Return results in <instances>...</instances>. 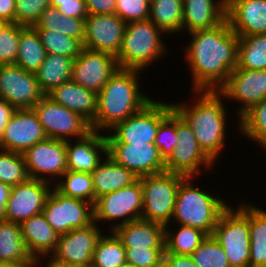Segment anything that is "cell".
Here are the masks:
<instances>
[{
    "label": "cell",
    "mask_w": 266,
    "mask_h": 267,
    "mask_svg": "<svg viewBox=\"0 0 266 267\" xmlns=\"http://www.w3.org/2000/svg\"><path fill=\"white\" fill-rule=\"evenodd\" d=\"M193 93L197 99L192 106L186 102H172V106L192 128L203 152L215 163L226 145L227 109L223 104L226 97L220 90H193Z\"/></svg>",
    "instance_id": "obj_2"
},
{
    "label": "cell",
    "mask_w": 266,
    "mask_h": 267,
    "mask_svg": "<svg viewBox=\"0 0 266 267\" xmlns=\"http://www.w3.org/2000/svg\"><path fill=\"white\" fill-rule=\"evenodd\" d=\"M148 19L166 35L182 32L183 0H150Z\"/></svg>",
    "instance_id": "obj_33"
},
{
    "label": "cell",
    "mask_w": 266,
    "mask_h": 267,
    "mask_svg": "<svg viewBox=\"0 0 266 267\" xmlns=\"http://www.w3.org/2000/svg\"><path fill=\"white\" fill-rule=\"evenodd\" d=\"M22 156L30 178L53 184L67 171L66 141L47 138L25 150Z\"/></svg>",
    "instance_id": "obj_14"
},
{
    "label": "cell",
    "mask_w": 266,
    "mask_h": 267,
    "mask_svg": "<svg viewBox=\"0 0 266 267\" xmlns=\"http://www.w3.org/2000/svg\"><path fill=\"white\" fill-rule=\"evenodd\" d=\"M212 236L223 247L231 267H249V203L237 209L230 205L221 214Z\"/></svg>",
    "instance_id": "obj_6"
},
{
    "label": "cell",
    "mask_w": 266,
    "mask_h": 267,
    "mask_svg": "<svg viewBox=\"0 0 266 267\" xmlns=\"http://www.w3.org/2000/svg\"><path fill=\"white\" fill-rule=\"evenodd\" d=\"M58 1H66V0H50V6L56 7L58 5Z\"/></svg>",
    "instance_id": "obj_57"
},
{
    "label": "cell",
    "mask_w": 266,
    "mask_h": 267,
    "mask_svg": "<svg viewBox=\"0 0 266 267\" xmlns=\"http://www.w3.org/2000/svg\"><path fill=\"white\" fill-rule=\"evenodd\" d=\"M15 108L0 98V140L2 139L4 130L9 120L11 119Z\"/></svg>",
    "instance_id": "obj_51"
},
{
    "label": "cell",
    "mask_w": 266,
    "mask_h": 267,
    "mask_svg": "<svg viewBox=\"0 0 266 267\" xmlns=\"http://www.w3.org/2000/svg\"><path fill=\"white\" fill-rule=\"evenodd\" d=\"M173 110L171 103L152 99L140 111L118 122L106 134L107 143H154L160 123ZM112 130V131H111ZM112 133V134H111Z\"/></svg>",
    "instance_id": "obj_8"
},
{
    "label": "cell",
    "mask_w": 266,
    "mask_h": 267,
    "mask_svg": "<svg viewBox=\"0 0 266 267\" xmlns=\"http://www.w3.org/2000/svg\"><path fill=\"white\" fill-rule=\"evenodd\" d=\"M140 72L120 68L109 79L97 94V114L90 125L91 130L109 132L118 122L137 113L152 100L140 90Z\"/></svg>",
    "instance_id": "obj_3"
},
{
    "label": "cell",
    "mask_w": 266,
    "mask_h": 267,
    "mask_svg": "<svg viewBox=\"0 0 266 267\" xmlns=\"http://www.w3.org/2000/svg\"><path fill=\"white\" fill-rule=\"evenodd\" d=\"M22 153L0 150V181L15 186L29 179Z\"/></svg>",
    "instance_id": "obj_41"
},
{
    "label": "cell",
    "mask_w": 266,
    "mask_h": 267,
    "mask_svg": "<svg viewBox=\"0 0 266 267\" xmlns=\"http://www.w3.org/2000/svg\"><path fill=\"white\" fill-rule=\"evenodd\" d=\"M242 136L256 142L266 152V98L239 118Z\"/></svg>",
    "instance_id": "obj_39"
},
{
    "label": "cell",
    "mask_w": 266,
    "mask_h": 267,
    "mask_svg": "<svg viewBox=\"0 0 266 267\" xmlns=\"http://www.w3.org/2000/svg\"><path fill=\"white\" fill-rule=\"evenodd\" d=\"M126 25L117 14H88L85 18L83 48L117 57Z\"/></svg>",
    "instance_id": "obj_15"
},
{
    "label": "cell",
    "mask_w": 266,
    "mask_h": 267,
    "mask_svg": "<svg viewBox=\"0 0 266 267\" xmlns=\"http://www.w3.org/2000/svg\"><path fill=\"white\" fill-rule=\"evenodd\" d=\"M52 186L65 196L87 201L93 206L97 200L90 173L67 170L61 176V180H58Z\"/></svg>",
    "instance_id": "obj_37"
},
{
    "label": "cell",
    "mask_w": 266,
    "mask_h": 267,
    "mask_svg": "<svg viewBox=\"0 0 266 267\" xmlns=\"http://www.w3.org/2000/svg\"><path fill=\"white\" fill-rule=\"evenodd\" d=\"M185 57L193 90H219L237 66L238 35L225 19L217 27L188 33Z\"/></svg>",
    "instance_id": "obj_1"
},
{
    "label": "cell",
    "mask_w": 266,
    "mask_h": 267,
    "mask_svg": "<svg viewBox=\"0 0 266 267\" xmlns=\"http://www.w3.org/2000/svg\"><path fill=\"white\" fill-rule=\"evenodd\" d=\"M107 155L138 178L165 171V161L154 143H107Z\"/></svg>",
    "instance_id": "obj_18"
},
{
    "label": "cell",
    "mask_w": 266,
    "mask_h": 267,
    "mask_svg": "<svg viewBox=\"0 0 266 267\" xmlns=\"http://www.w3.org/2000/svg\"><path fill=\"white\" fill-rule=\"evenodd\" d=\"M42 213L59 236L73 229L85 228L94 222L91 203L65 196L54 186Z\"/></svg>",
    "instance_id": "obj_10"
},
{
    "label": "cell",
    "mask_w": 266,
    "mask_h": 267,
    "mask_svg": "<svg viewBox=\"0 0 266 267\" xmlns=\"http://www.w3.org/2000/svg\"><path fill=\"white\" fill-rule=\"evenodd\" d=\"M198 267H231L223 247L210 235L191 253Z\"/></svg>",
    "instance_id": "obj_42"
},
{
    "label": "cell",
    "mask_w": 266,
    "mask_h": 267,
    "mask_svg": "<svg viewBox=\"0 0 266 267\" xmlns=\"http://www.w3.org/2000/svg\"><path fill=\"white\" fill-rule=\"evenodd\" d=\"M44 96L35 73L16 64L0 65V98L15 109H33Z\"/></svg>",
    "instance_id": "obj_13"
},
{
    "label": "cell",
    "mask_w": 266,
    "mask_h": 267,
    "mask_svg": "<svg viewBox=\"0 0 266 267\" xmlns=\"http://www.w3.org/2000/svg\"><path fill=\"white\" fill-rule=\"evenodd\" d=\"M185 177L168 171L140 177L143 190L141 218L170 226L179 185Z\"/></svg>",
    "instance_id": "obj_7"
},
{
    "label": "cell",
    "mask_w": 266,
    "mask_h": 267,
    "mask_svg": "<svg viewBox=\"0 0 266 267\" xmlns=\"http://www.w3.org/2000/svg\"><path fill=\"white\" fill-rule=\"evenodd\" d=\"M74 58L57 54H46L44 62L35 72L41 90L46 95L53 88L70 81Z\"/></svg>",
    "instance_id": "obj_29"
},
{
    "label": "cell",
    "mask_w": 266,
    "mask_h": 267,
    "mask_svg": "<svg viewBox=\"0 0 266 267\" xmlns=\"http://www.w3.org/2000/svg\"><path fill=\"white\" fill-rule=\"evenodd\" d=\"M44 259V257H46L45 259L47 260V257L49 258L46 266L44 265V267H72L69 266L67 263H65L64 261L58 260L56 259L53 255H41V256H37L35 258H33V267H43L41 266L42 263H44L42 258ZM52 257V258H51ZM42 260V261H41ZM41 262V263H40Z\"/></svg>",
    "instance_id": "obj_53"
},
{
    "label": "cell",
    "mask_w": 266,
    "mask_h": 267,
    "mask_svg": "<svg viewBox=\"0 0 266 267\" xmlns=\"http://www.w3.org/2000/svg\"><path fill=\"white\" fill-rule=\"evenodd\" d=\"M46 54L76 58L83 49V42L51 29H36Z\"/></svg>",
    "instance_id": "obj_40"
},
{
    "label": "cell",
    "mask_w": 266,
    "mask_h": 267,
    "mask_svg": "<svg viewBox=\"0 0 266 267\" xmlns=\"http://www.w3.org/2000/svg\"><path fill=\"white\" fill-rule=\"evenodd\" d=\"M219 90L225 95V99L241 103L237 110L239 119L251 107L266 98V70L235 68Z\"/></svg>",
    "instance_id": "obj_19"
},
{
    "label": "cell",
    "mask_w": 266,
    "mask_h": 267,
    "mask_svg": "<svg viewBox=\"0 0 266 267\" xmlns=\"http://www.w3.org/2000/svg\"><path fill=\"white\" fill-rule=\"evenodd\" d=\"M56 8L67 17L85 19L88 15L85 0L58 1Z\"/></svg>",
    "instance_id": "obj_48"
},
{
    "label": "cell",
    "mask_w": 266,
    "mask_h": 267,
    "mask_svg": "<svg viewBox=\"0 0 266 267\" xmlns=\"http://www.w3.org/2000/svg\"><path fill=\"white\" fill-rule=\"evenodd\" d=\"M0 22H15V0H0Z\"/></svg>",
    "instance_id": "obj_52"
},
{
    "label": "cell",
    "mask_w": 266,
    "mask_h": 267,
    "mask_svg": "<svg viewBox=\"0 0 266 267\" xmlns=\"http://www.w3.org/2000/svg\"><path fill=\"white\" fill-rule=\"evenodd\" d=\"M153 267H169V266H168L167 261L164 258H162L161 261Z\"/></svg>",
    "instance_id": "obj_56"
},
{
    "label": "cell",
    "mask_w": 266,
    "mask_h": 267,
    "mask_svg": "<svg viewBox=\"0 0 266 267\" xmlns=\"http://www.w3.org/2000/svg\"><path fill=\"white\" fill-rule=\"evenodd\" d=\"M0 267H33L32 261L0 263Z\"/></svg>",
    "instance_id": "obj_55"
},
{
    "label": "cell",
    "mask_w": 266,
    "mask_h": 267,
    "mask_svg": "<svg viewBox=\"0 0 266 267\" xmlns=\"http://www.w3.org/2000/svg\"><path fill=\"white\" fill-rule=\"evenodd\" d=\"M91 175L96 199L131 185L138 179L130 170L114 162L108 155L92 171Z\"/></svg>",
    "instance_id": "obj_28"
},
{
    "label": "cell",
    "mask_w": 266,
    "mask_h": 267,
    "mask_svg": "<svg viewBox=\"0 0 266 267\" xmlns=\"http://www.w3.org/2000/svg\"><path fill=\"white\" fill-rule=\"evenodd\" d=\"M33 261L18 223L0 220V263Z\"/></svg>",
    "instance_id": "obj_31"
},
{
    "label": "cell",
    "mask_w": 266,
    "mask_h": 267,
    "mask_svg": "<svg viewBox=\"0 0 266 267\" xmlns=\"http://www.w3.org/2000/svg\"><path fill=\"white\" fill-rule=\"evenodd\" d=\"M154 144L165 161L177 146L176 111L173 109L160 123Z\"/></svg>",
    "instance_id": "obj_44"
},
{
    "label": "cell",
    "mask_w": 266,
    "mask_h": 267,
    "mask_svg": "<svg viewBox=\"0 0 266 267\" xmlns=\"http://www.w3.org/2000/svg\"><path fill=\"white\" fill-rule=\"evenodd\" d=\"M237 66L251 70H266V33L238 36Z\"/></svg>",
    "instance_id": "obj_34"
},
{
    "label": "cell",
    "mask_w": 266,
    "mask_h": 267,
    "mask_svg": "<svg viewBox=\"0 0 266 267\" xmlns=\"http://www.w3.org/2000/svg\"><path fill=\"white\" fill-rule=\"evenodd\" d=\"M194 178L188 176L180 182L171 222L199 229L210 236L230 203L195 187Z\"/></svg>",
    "instance_id": "obj_4"
},
{
    "label": "cell",
    "mask_w": 266,
    "mask_h": 267,
    "mask_svg": "<svg viewBox=\"0 0 266 267\" xmlns=\"http://www.w3.org/2000/svg\"><path fill=\"white\" fill-rule=\"evenodd\" d=\"M119 69L113 55L83 48L74 59L71 80L98 94Z\"/></svg>",
    "instance_id": "obj_16"
},
{
    "label": "cell",
    "mask_w": 266,
    "mask_h": 267,
    "mask_svg": "<svg viewBox=\"0 0 266 267\" xmlns=\"http://www.w3.org/2000/svg\"><path fill=\"white\" fill-rule=\"evenodd\" d=\"M176 134L177 146L165 160V171L196 177L202 172L201 167L213 169L214 162L203 152L192 128L177 112Z\"/></svg>",
    "instance_id": "obj_11"
},
{
    "label": "cell",
    "mask_w": 266,
    "mask_h": 267,
    "mask_svg": "<svg viewBox=\"0 0 266 267\" xmlns=\"http://www.w3.org/2000/svg\"><path fill=\"white\" fill-rule=\"evenodd\" d=\"M226 19L238 36L266 33V0H226Z\"/></svg>",
    "instance_id": "obj_23"
},
{
    "label": "cell",
    "mask_w": 266,
    "mask_h": 267,
    "mask_svg": "<svg viewBox=\"0 0 266 267\" xmlns=\"http://www.w3.org/2000/svg\"><path fill=\"white\" fill-rule=\"evenodd\" d=\"M33 109L48 138L69 141L84 137L91 131L90 124L84 118L46 95Z\"/></svg>",
    "instance_id": "obj_12"
},
{
    "label": "cell",
    "mask_w": 266,
    "mask_h": 267,
    "mask_svg": "<svg viewBox=\"0 0 266 267\" xmlns=\"http://www.w3.org/2000/svg\"><path fill=\"white\" fill-rule=\"evenodd\" d=\"M120 267H135L133 264L125 261V263L123 265H121Z\"/></svg>",
    "instance_id": "obj_58"
},
{
    "label": "cell",
    "mask_w": 266,
    "mask_h": 267,
    "mask_svg": "<svg viewBox=\"0 0 266 267\" xmlns=\"http://www.w3.org/2000/svg\"><path fill=\"white\" fill-rule=\"evenodd\" d=\"M149 11L150 0H116L115 14L126 23L147 20Z\"/></svg>",
    "instance_id": "obj_46"
},
{
    "label": "cell",
    "mask_w": 266,
    "mask_h": 267,
    "mask_svg": "<svg viewBox=\"0 0 266 267\" xmlns=\"http://www.w3.org/2000/svg\"><path fill=\"white\" fill-rule=\"evenodd\" d=\"M22 238L32 258L51 255L58 244L59 235L43 213L33 215L20 224Z\"/></svg>",
    "instance_id": "obj_27"
},
{
    "label": "cell",
    "mask_w": 266,
    "mask_h": 267,
    "mask_svg": "<svg viewBox=\"0 0 266 267\" xmlns=\"http://www.w3.org/2000/svg\"><path fill=\"white\" fill-rule=\"evenodd\" d=\"M99 227L93 222L85 228L73 229L60 235L51 255L69 266L91 267L93 252L104 234Z\"/></svg>",
    "instance_id": "obj_20"
},
{
    "label": "cell",
    "mask_w": 266,
    "mask_h": 267,
    "mask_svg": "<svg viewBox=\"0 0 266 267\" xmlns=\"http://www.w3.org/2000/svg\"><path fill=\"white\" fill-rule=\"evenodd\" d=\"M11 192V186L0 181V220H5L6 205Z\"/></svg>",
    "instance_id": "obj_54"
},
{
    "label": "cell",
    "mask_w": 266,
    "mask_h": 267,
    "mask_svg": "<svg viewBox=\"0 0 266 267\" xmlns=\"http://www.w3.org/2000/svg\"><path fill=\"white\" fill-rule=\"evenodd\" d=\"M33 27L35 29H51L84 41L85 19L64 16L56 7L45 8Z\"/></svg>",
    "instance_id": "obj_36"
},
{
    "label": "cell",
    "mask_w": 266,
    "mask_h": 267,
    "mask_svg": "<svg viewBox=\"0 0 266 267\" xmlns=\"http://www.w3.org/2000/svg\"><path fill=\"white\" fill-rule=\"evenodd\" d=\"M19 38V24L15 22H0V65L16 63Z\"/></svg>",
    "instance_id": "obj_43"
},
{
    "label": "cell",
    "mask_w": 266,
    "mask_h": 267,
    "mask_svg": "<svg viewBox=\"0 0 266 267\" xmlns=\"http://www.w3.org/2000/svg\"><path fill=\"white\" fill-rule=\"evenodd\" d=\"M163 258L169 267H198L190 255H175L164 250Z\"/></svg>",
    "instance_id": "obj_50"
},
{
    "label": "cell",
    "mask_w": 266,
    "mask_h": 267,
    "mask_svg": "<svg viewBox=\"0 0 266 267\" xmlns=\"http://www.w3.org/2000/svg\"><path fill=\"white\" fill-rule=\"evenodd\" d=\"M226 19V0H183V30L217 27Z\"/></svg>",
    "instance_id": "obj_25"
},
{
    "label": "cell",
    "mask_w": 266,
    "mask_h": 267,
    "mask_svg": "<svg viewBox=\"0 0 266 267\" xmlns=\"http://www.w3.org/2000/svg\"><path fill=\"white\" fill-rule=\"evenodd\" d=\"M165 227L142 218L117 227L113 232L125 248H164Z\"/></svg>",
    "instance_id": "obj_26"
},
{
    "label": "cell",
    "mask_w": 266,
    "mask_h": 267,
    "mask_svg": "<svg viewBox=\"0 0 266 267\" xmlns=\"http://www.w3.org/2000/svg\"><path fill=\"white\" fill-rule=\"evenodd\" d=\"M162 34L166 33L149 19L127 23L122 46L116 57L119 68L143 71L158 58H163L168 48Z\"/></svg>",
    "instance_id": "obj_5"
},
{
    "label": "cell",
    "mask_w": 266,
    "mask_h": 267,
    "mask_svg": "<svg viewBox=\"0 0 266 267\" xmlns=\"http://www.w3.org/2000/svg\"><path fill=\"white\" fill-rule=\"evenodd\" d=\"M94 222L110 221V232L117 227L140 219L143 210V190L138 178L131 185L99 197L94 206ZM122 220V221H120ZM116 222V223H115Z\"/></svg>",
    "instance_id": "obj_9"
},
{
    "label": "cell",
    "mask_w": 266,
    "mask_h": 267,
    "mask_svg": "<svg viewBox=\"0 0 266 267\" xmlns=\"http://www.w3.org/2000/svg\"><path fill=\"white\" fill-rule=\"evenodd\" d=\"M164 227V249L167 253L175 255H191L208 236L205 232L190 226L180 225L178 230L175 228L173 232L168 225Z\"/></svg>",
    "instance_id": "obj_35"
},
{
    "label": "cell",
    "mask_w": 266,
    "mask_h": 267,
    "mask_svg": "<svg viewBox=\"0 0 266 267\" xmlns=\"http://www.w3.org/2000/svg\"><path fill=\"white\" fill-rule=\"evenodd\" d=\"M51 183L29 178L11 186L6 205L5 220L20 224L33 215L42 213L47 197L51 193Z\"/></svg>",
    "instance_id": "obj_17"
},
{
    "label": "cell",
    "mask_w": 266,
    "mask_h": 267,
    "mask_svg": "<svg viewBox=\"0 0 266 267\" xmlns=\"http://www.w3.org/2000/svg\"><path fill=\"white\" fill-rule=\"evenodd\" d=\"M47 138L34 109H16L5 127L0 149L23 153Z\"/></svg>",
    "instance_id": "obj_21"
},
{
    "label": "cell",
    "mask_w": 266,
    "mask_h": 267,
    "mask_svg": "<svg viewBox=\"0 0 266 267\" xmlns=\"http://www.w3.org/2000/svg\"><path fill=\"white\" fill-rule=\"evenodd\" d=\"M73 142H75L73 144ZM66 141L67 170L92 173L107 155L106 136L103 132L91 130L84 137ZM102 158V159H101Z\"/></svg>",
    "instance_id": "obj_22"
},
{
    "label": "cell",
    "mask_w": 266,
    "mask_h": 267,
    "mask_svg": "<svg viewBox=\"0 0 266 267\" xmlns=\"http://www.w3.org/2000/svg\"><path fill=\"white\" fill-rule=\"evenodd\" d=\"M104 234L93 252L91 267H120L126 261V248L112 231Z\"/></svg>",
    "instance_id": "obj_38"
},
{
    "label": "cell",
    "mask_w": 266,
    "mask_h": 267,
    "mask_svg": "<svg viewBox=\"0 0 266 267\" xmlns=\"http://www.w3.org/2000/svg\"><path fill=\"white\" fill-rule=\"evenodd\" d=\"M249 204V267H266V211Z\"/></svg>",
    "instance_id": "obj_32"
},
{
    "label": "cell",
    "mask_w": 266,
    "mask_h": 267,
    "mask_svg": "<svg viewBox=\"0 0 266 267\" xmlns=\"http://www.w3.org/2000/svg\"><path fill=\"white\" fill-rule=\"evenodd\" d=\"M88 14H115L116 0H85Z\"/></svg>",
    "instance_id": "obj_49"
},
{
    "label": "cell",
    "mask_w": 266,
    "mask_h": 267,
    "mask_svg": "<svg viewBox=\"0 0 266 267\" xmlns=\"http://www.w3.org/2000/svg\"><path fill=\"white\" fill-rule=\"evenodd\" d=\"M50 6V0H15V23L34 26L43 10Z\"/></svg>",
    "instance_id": "obj_45"
},
{
    "label": "cell",
    "mask_w": 266,
    "mask_h": 267,
    "mask_svg": "<svg viewBox=\"0 0 266 267\" xmlns=\"http://www.w3.org/2000/svg\"><path fill=\"white\" fill-rule=\"evenodd\" d=\"M46 56L45 48L37 30L33 26L20 25L19 48L16 65L25 71L35 73Z\"/></svg>",
    "instance_id": "obj_30"
},
{
    "label": "cell",
    "mask_w": 266,
    "mask_h": 267,
    "mask_svg": "<svg viewBox=\"0 0 266 267\" xmlns=\"http://www.w3.org/2000/svg\"><path fill=\"white\" fill-rule=\"evenodd\" d=\"M53 102L79 114L90 125L97 114V93L72 80L62 83L46 94Z\"/></svg>",
    "instance_id": "obj_24"
},
{
    "label": "cell",
    "mask_w": 266,
    "mask_h": 267,
    "mask_svg": "<svg viewBox=\"0 0 266 267\" xmlns=\"http://www.w3.org/2000/svg\"><path fill=\"white\" fill-rule=\"evenodd\" d=\"M164 248H126V261L135 267H153L163 258Z\"/></svg>",
    "instance_id": "obj_47"
}]
</instances>
